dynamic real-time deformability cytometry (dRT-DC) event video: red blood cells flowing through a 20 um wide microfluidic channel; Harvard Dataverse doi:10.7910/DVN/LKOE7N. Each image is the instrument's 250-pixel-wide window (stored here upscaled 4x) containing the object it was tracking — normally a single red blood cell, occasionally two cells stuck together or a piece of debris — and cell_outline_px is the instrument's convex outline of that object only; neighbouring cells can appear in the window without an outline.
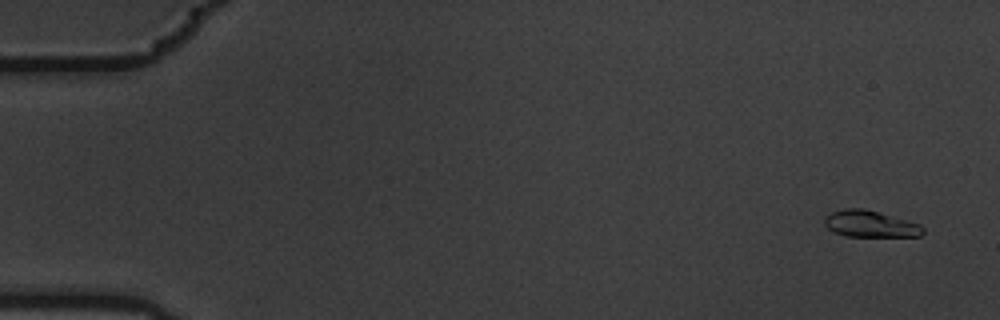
{"species": "common noctule bat (a hibernating species)", "species_latin": "Nyctalus noctula", "temperature_condition": "warm", "stored_images_in_passage": 8, "camera_frame_rate_fps": 3000, "um_per_image_px": 0.085, "animal": {"sex": "male", "body_mass_g": 19.5, "forearm_length_mm": 54.6}, "frame": {"image": 1, "passage_image": 1, "time_ms": 0.0, "image_size_px": [1000, 320], "cell_outline_px": [[924, 232], [920, 236], [844, 236], [832, 232], [824, 224], [824, 220], [832, 212], [844, 208], [864, 208], [920, 224], [924, 228]], "centroid_in_image_um": [73.95, 19.04], "position_along_channel_um": 11.0, "area_um2": 15.14}}
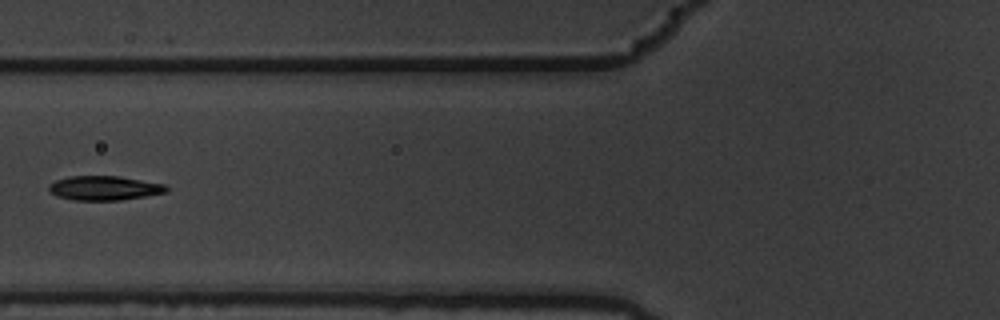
{"frame": {"image": 2, "passage_image": 7, "time_ms": 2.0, "image_size_px": [1000, 320], "cell_outline_px": [[168, 192], [120, 200], [72, 200], [56, 196], [48, 192], [48, 184], [56, 180], [68, 176], [120, 176], [164, 184], [168, 188]], "centroid_in_image_um": [8.81, 15.98], "position_along_channel_um": 117.0, "area_um2": 16.76}}
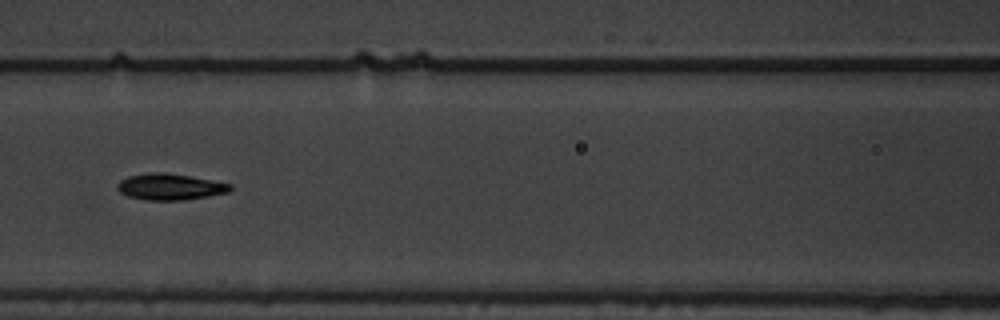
{"frame": {"image": 3, "passage_image": 8, "time_ms": 2.333, "image_size_px": [1000, 320], "cell_outline_px": [[232, 188], [228, 192], [208, 196], [184, 200], [144, 200], [128, 196], [120, 192], [116, 188], [116, 184], [120, 180], [128, 176], [148, 172], [164, 172], [188, 176], [232, 184]], "centroid_in_image_um": [14.4, 15.88], "position_along_channel_um": 152.2, "area_um2": 17.28}}